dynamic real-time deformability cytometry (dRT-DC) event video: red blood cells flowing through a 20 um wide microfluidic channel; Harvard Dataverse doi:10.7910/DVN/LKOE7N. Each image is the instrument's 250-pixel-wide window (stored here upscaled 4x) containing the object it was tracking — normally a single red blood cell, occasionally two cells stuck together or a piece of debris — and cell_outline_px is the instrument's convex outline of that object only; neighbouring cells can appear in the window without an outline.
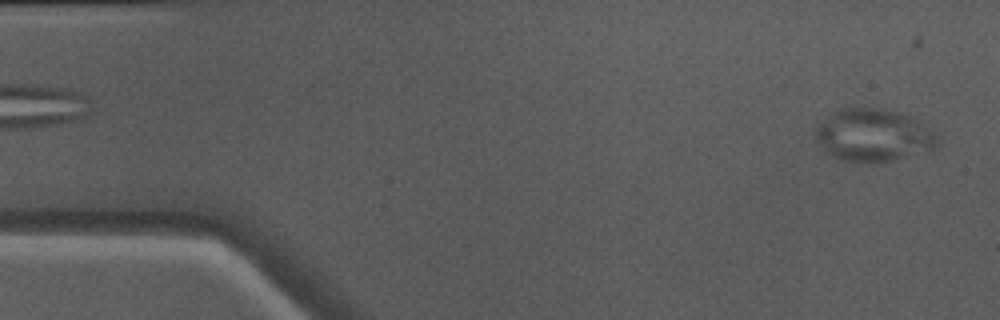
{"species": "Egyptian fruit bat (a non-hibernating species)", "species_latin": "Rousettus aegyptiacus", "temperature_condition": "warm", "stored_images_in_passage": 48, "camera_frame_rate_fps": 3000, "um_per_image_px": 0.085, "animal": {"sex": "male"}, "frame": {"image": 1, "passage_image": 1, "time_ms": 0.0, "image_size_px": [1000, 320], "cell_outline_px": [[940, 144], [932, 152], [892, 160], [840, 160], [832, 156], [816, 140], [816, 128], [828, 116], [840, 108], [884, 108], [900, 112], [912, 116], [928, 128], [936, 136]], "centroid_in_image_um": [74.31, 11.47], "position_along_channel_um": 10.7, "area_um2": 36.99}}
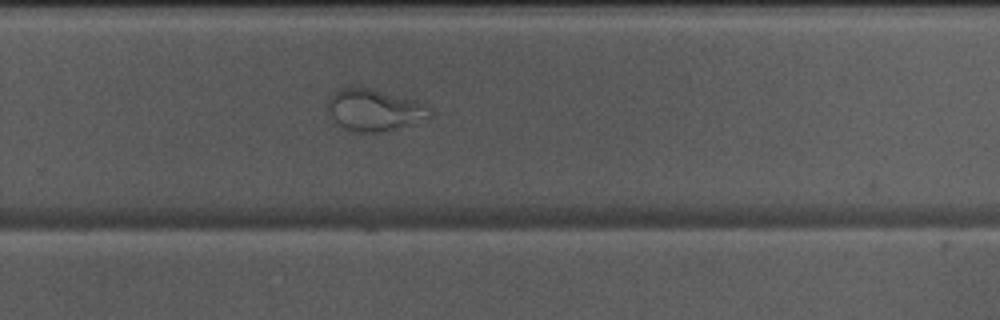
{"frame": {"image": 2, "passage_image": 31, "time_ms": 10.0, "image_size_px": [1000, 320], "cell_outline_px": [[432, 112], [428, 116], [388, 132], [348, 132], [332, 120], [328, 116], [324, 108], [324, 104], [328, 96], [344, 88], [360, 84], [416, 100], [432, 108]], "centroid_in_image_um": [31.69, 9.32], "position_along_channel_um": 298.1, "area_um2": 25.78}}
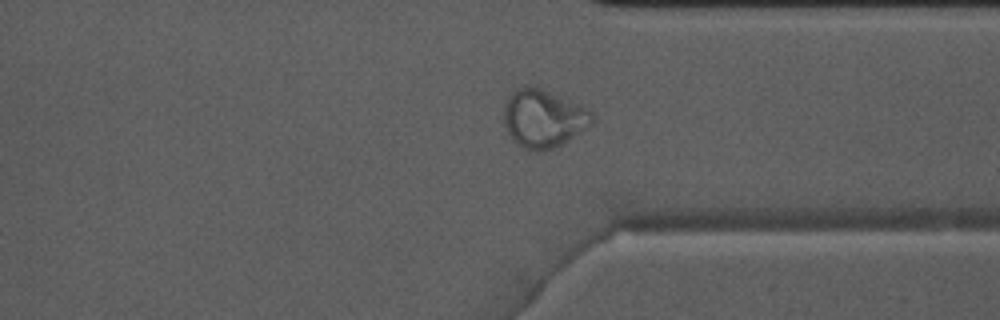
{"frame": {"image": 3, "passage_image": 36, "time_ms": 11.667, "image_size_px": [1000, 320], "cell_outline_px": [[592, 124], [560, 144], [552, 148], [540, 152], [536, 152], [524, 148], [516, 144], [512, 140], [504, 124], [504, 108], [508, 96], [516, 88], [524, 84], [528, 84], [540, 88], [588, 108], [592, 112]], "centroid_in_image_um": [46.14, 10.05], "position_along_channel_um": 365.3, "area_um2": 29.71}}